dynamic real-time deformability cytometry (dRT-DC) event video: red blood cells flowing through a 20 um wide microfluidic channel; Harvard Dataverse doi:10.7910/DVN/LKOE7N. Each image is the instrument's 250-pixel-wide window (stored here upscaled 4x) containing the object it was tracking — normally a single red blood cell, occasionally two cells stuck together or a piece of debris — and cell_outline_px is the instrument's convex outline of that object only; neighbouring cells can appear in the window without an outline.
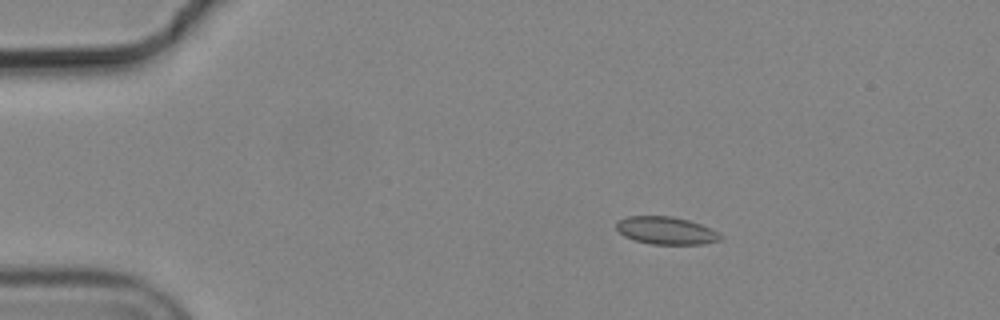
{"species": "common noctule bat (a hibernating species)", "species_latin": "Nyctalus noctula", "temperature_condition": "cold", "stored_images_in_passage": 5, "camera_frame_rate_fps": 3000, "um_per_image_px": 0.085, "animal": {"sex": "male", "body_mass_g": 19.2, "forearm_length_mm": 51.8}, "frame": {"image": 1, "passage_image": 2, "time_ms": 0.333, "image_size_px": [1000, 320], "cell_outline_px": [[724, 236], [720, 240], [704, 244], [652, 244], [632, 240], [624, 236], [616, 228], [616, 220], [628, 216], [672, 216], [688, 220], [700, 224]], "centroid_in_image_um": [56.58, 19.6], "position_along_channel_um": 28.4, "area_um2": 16.76}}